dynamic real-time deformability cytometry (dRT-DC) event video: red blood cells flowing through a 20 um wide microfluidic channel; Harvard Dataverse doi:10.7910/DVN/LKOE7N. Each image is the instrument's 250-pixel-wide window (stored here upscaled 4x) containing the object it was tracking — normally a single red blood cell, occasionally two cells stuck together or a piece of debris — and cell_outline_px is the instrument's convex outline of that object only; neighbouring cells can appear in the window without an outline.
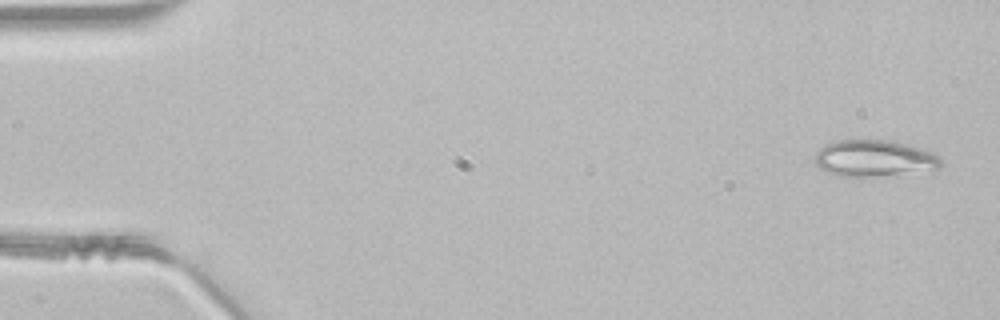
{"species": "common noctule bat (a hibernating species)", "species_latin": "Nyctalus noctula", "temperature_condition": "room temperature", "stored_images_in_passage": 47, "camera_frame_rate_fps": 3000, "um_per_image_px": 0.085, "animal": {"sex": "male", "body_mass_g": 21.5, "forearm_length_mm": 52.0}, "frame": {"image": 1, "passage_image": 2, "time_ms": 0.333, "image_size_px": [1000, 320], "cell_outline_px": [[940, 168], [876, 176], [840, 176], [828, 172], [820, 168], [812, 160], [816, 152], [824, 144], [836, 140], [888, 140], [920, 148], [932, 152], [940, 156]], "centroid_in_image_um": [74.23, 13.44], "position_along_channel_um": 10.8, "area_um2": 26.53}}
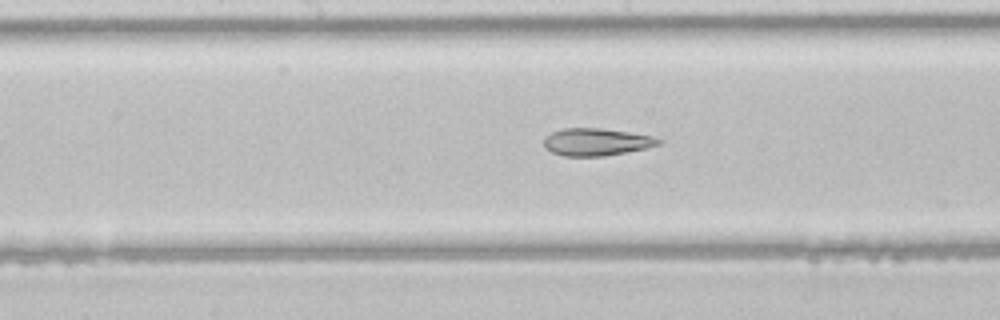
{"frame": {"image": 2, "passage_image": 24, "time_ms": 7.667, "image_size_px": [1000, 320], "cell_outline_px": [[660, 144], [644, 148], [604, 156], [564, 156], [552, 152], [544, 148], [544, 140], [552, 132], [564, 128], [600, 128], [628, 132], [652, 136], [660, 140]], "centroid_in_image_um": [50.65, 12.06], "position_along_channel_um": 197.6, "area_um2": 17.98}}
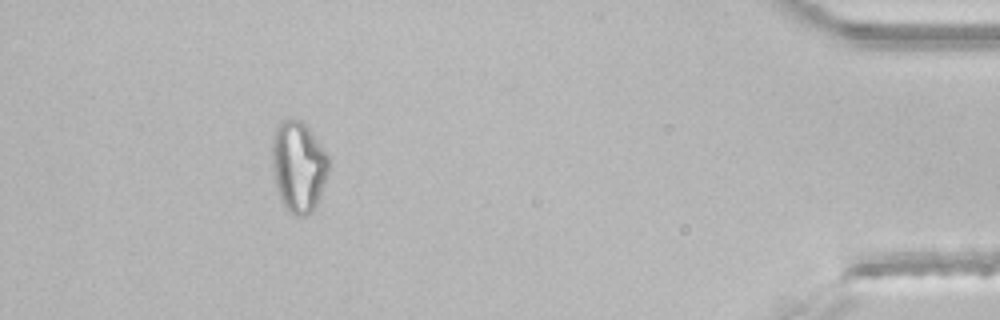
{"frame": {"image": 3, "passage_image": 43, "time_ms": 14.0, "image_size_px": [1000, 320], "cell_outline_px": [[328, 172], [316, 204], [312, 212], [304, 216], [296, 216], [288, 212], [284, 208], [280, 200], [276, 188], [272, 172], [272, 144], [276, 124], [288, 116], [300, 120], [308, 128], [328, 156]], "centroid_in_image_um": [25.32, 14.15], "position_along_channel_um": 409.9, "area_um2": 30.11}}